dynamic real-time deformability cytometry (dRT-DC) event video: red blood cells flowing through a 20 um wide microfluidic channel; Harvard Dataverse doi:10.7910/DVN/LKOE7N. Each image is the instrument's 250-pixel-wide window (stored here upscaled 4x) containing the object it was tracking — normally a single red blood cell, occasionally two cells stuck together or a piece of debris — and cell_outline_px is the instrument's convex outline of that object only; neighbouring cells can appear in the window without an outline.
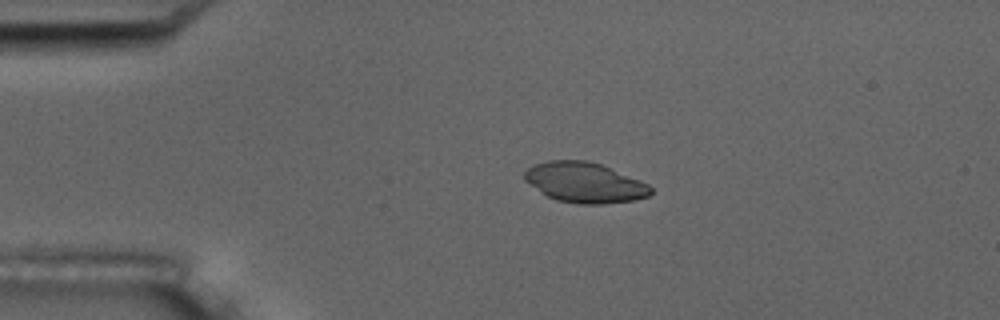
{"species": "common noctule bat (a hibernating species)", "species_latin": "Nyctalus noctula", "temperature_condition": "room temperature", "stored_images_in_passage": 4, "camera_frame_rate_fps": 3000, "um_per_image_px": 0.085, "animal": {"sex": "male", "body_mass_g": 17.5, "forearm_length_mm": 52.3}, "frame": {"image": 1, "passage_image": 3, "time_ms": 2.333, "image_size_px": [1000, 320], "cell_outline_px": [[652, 192], [648, 196], [636, 200], [604, 204], [580, 204], [556, 200], [540, 192], [524, 180], [524, 172], [528, 168], [536, 164], [548, 160], [588, 160], [600, 164], [640, 180], [648, 184], [652, 188]], "centroid_in_image_um": [49.7, 15.52], "position_along_channel_um": 35.3, "area_um2": 29.59}}